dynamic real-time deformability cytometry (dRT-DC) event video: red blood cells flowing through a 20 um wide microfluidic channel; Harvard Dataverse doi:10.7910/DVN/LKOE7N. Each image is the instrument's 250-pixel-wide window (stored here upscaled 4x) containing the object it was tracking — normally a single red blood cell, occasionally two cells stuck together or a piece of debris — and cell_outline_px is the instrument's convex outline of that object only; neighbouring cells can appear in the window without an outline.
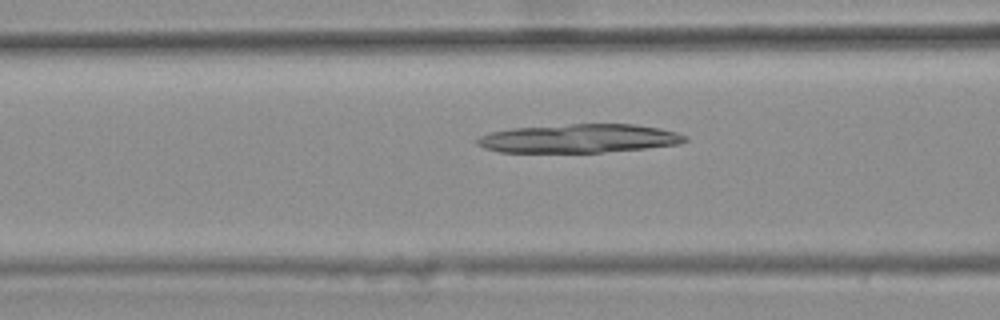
{"species": "common noctule bat (a hibernating species)", "species_latin": "Nyctalus noctula", "temperature_condition": "warm", "stored_images_in_passage": 44, "camera_frame_rate_fps": 3000, "um_per_image_px": 0.085, "animal": {"sex": "female", "body_mass_g": 25.1}, "frame": {"image": 1, "passage_image": 15, "time_ms": 4.667, "image_size_px": [1000, 320], "cell_outline_px": [[688, 140], [680, 144], [644, 148], [604, 152], [500, 152], [484, 148], [476, 144], [472, 140], [480, 136], [492, 132], [512, 128], [572, 124], [636, 124], [660, 128], [676, 132], [688, 136]], "centroid_in_image_um": [49.22, 11.77], "position_along_channel_um": 117.4, "area_um2": 34.8}}
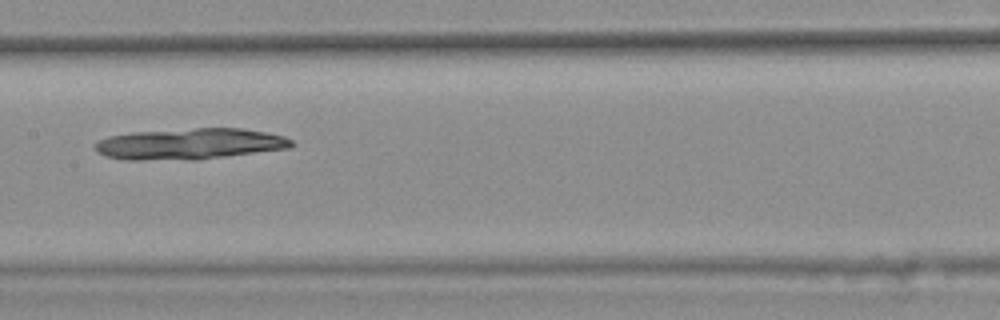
{"frame": {"image": 2, "passage_image": 21, "time_ms": 6.667, "image_size_px": [1000, 320], "cell_outline_px": [[296, 144], [288, 148], [196, 160], [124, 160], [104, 156], [96, 152], [92, 148], [92, 144], [108, 136], [132, 132], [196, 128], [244, 128], [268, 132], [284, 136], [292, 140]], "centroid_in_image_um": [16.08, 12.23], "position_along_channel_um": 191.3, "area_um2": 36.07}}
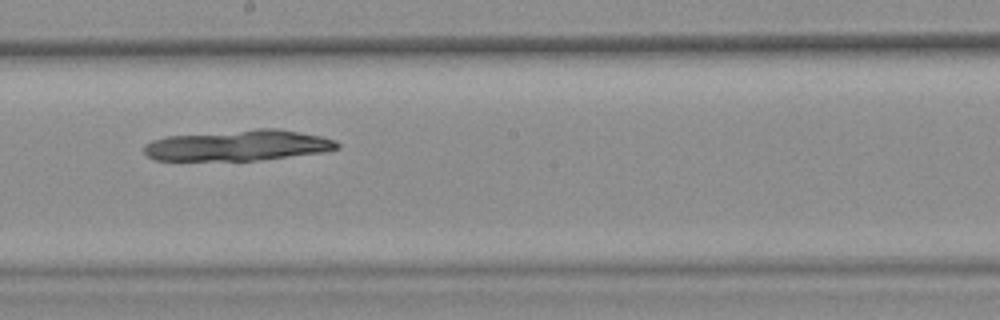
{"frame": {"image": 3, "passage_image": 24, "time_ms": 7.667, "image_size_px": [1000, 320], "cell_outline_px": [[340, 148], [324, 152], [256, 160], [152, 160], [144, 152], [144, 144], [152, 140], [164, 136], [256, 128], [276, 128], [320, 136], [336, 140], [340, 144]], "centroid_in_image_um": [20.22, 12.35], "position_along_channel_um": 228.0, "area_um2": 34.8}}